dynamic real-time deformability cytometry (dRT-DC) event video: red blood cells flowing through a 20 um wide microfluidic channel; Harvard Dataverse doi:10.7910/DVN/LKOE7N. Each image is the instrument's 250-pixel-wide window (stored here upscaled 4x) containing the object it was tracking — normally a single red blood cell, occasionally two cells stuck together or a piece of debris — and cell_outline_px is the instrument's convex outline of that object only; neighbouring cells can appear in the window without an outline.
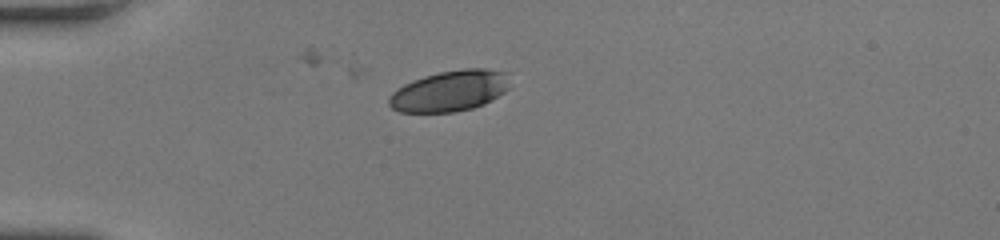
{"species": "human", "species_latin": "Homo sapiens", "temperature_condition": "room temperature", "stored_images_in_passage": 33, "camera_frame_rate_fps": 3000, "um_per_image_px": 0.085, "donor": {"sex": "female"}, "frame": {"image": 1, "passage_image": 1, "time_ms": 0.0, "image_size_px": [1000, 240], "cell_outline_px": [[508, 88], [504, 92], [484, 104], [472, 108], [452, 112], [400, 112], [392, 108], [388, 104], [388, 96], [396, 88], [412, 80], [424, 76], [440, 72], [464, 68], [484, 68], [508, 72]], "centroid_in_image_um": [38.21, 7.72], "position_along_channel_um": 46.8, "area_um2": 28.9}}
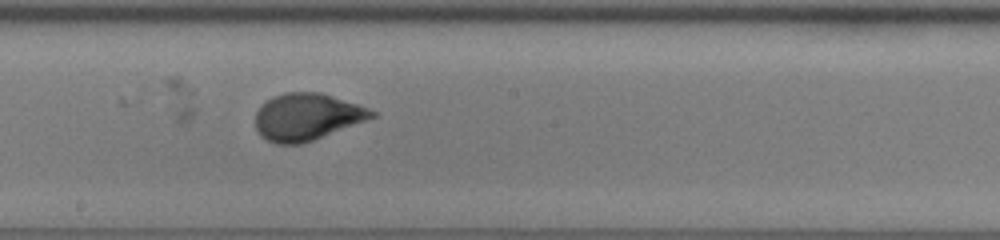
{"frame": {"image": 2, "passage_image": 14, "time_ms": 4.333, "image_size_px": [1000, 240], "cell_outline_px": [[376, 116], [312, 140], [300, 144], [276, 144], [260, 136], [256, 128], [256, 112], [272, 96], [284, 92], [320, 92], [368, 108], [376, 112]], "centroid_in_image_um": [26.05, 9.93], "position_along_channel_um": 222.1, "area_um2": 31.33}}
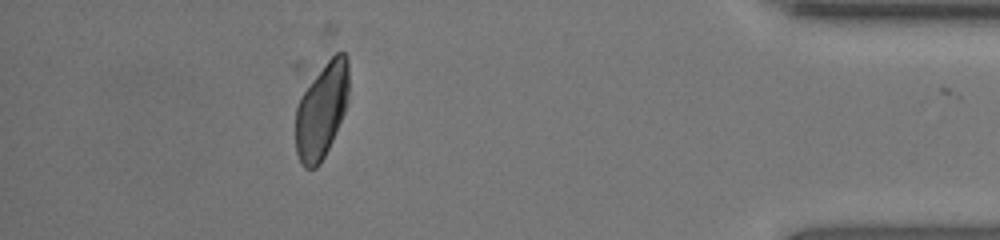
{"frame": {"image": 3, "passage_image": 29, "time_ms": 9.333, "image_size_px": [1000, 240], "cell_outline_px": [[348, 100], [344, 112], [332, 140], [320, 164], [316, 168], [304, 168], [296, 152], [296, 108], [300, 96], [312, 76], [336, 52], [344, 52], [348, 60]], "centroid_in_image_um": [27.33, 9.36], "position_along_channel_um": 407.9, "area_um2": 29.65}}